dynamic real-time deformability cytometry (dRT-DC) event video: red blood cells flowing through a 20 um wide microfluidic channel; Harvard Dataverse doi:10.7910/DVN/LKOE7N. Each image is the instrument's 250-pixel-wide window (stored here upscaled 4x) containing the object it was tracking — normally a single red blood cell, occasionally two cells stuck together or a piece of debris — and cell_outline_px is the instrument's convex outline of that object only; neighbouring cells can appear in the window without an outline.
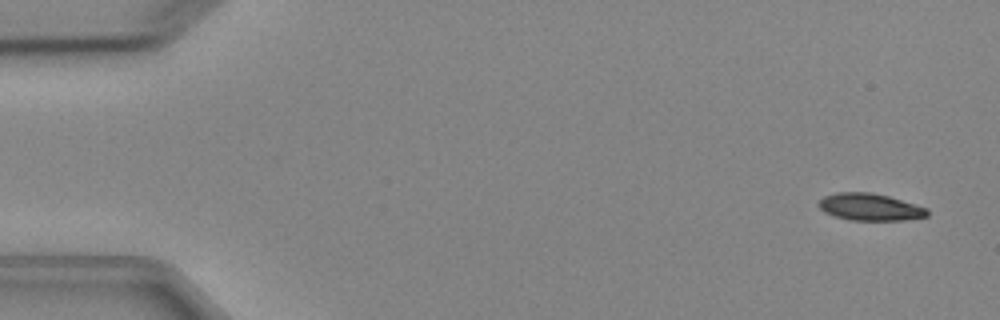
{"species": "Egyptian fruit bat (a non-hibernating species)", "species_latin": "Rousettus aegyptiacus", "temperature_condition": "cold", "stored_images_in_passage": 5, "camera_frame_rate_fps": 3000, "um_per_image_px": 0.085, "animal": {"sex": "female"}, "frame": {"image": 1, "passage_image": 1, "time_ms": 0.0, "image_size_px": [1000, 320], "cell_outline_px": [[928, 216], [904, 220], [852, 220], [836, 216], [824, 212], [816, 204], [824, 196], [836, 192], [872, 192], [888, 196], [928, 208]], "centroid_in_image_um": [73.94, 17.59], "position_along_channel_um": 11.1, "area_um2": 17.11}}
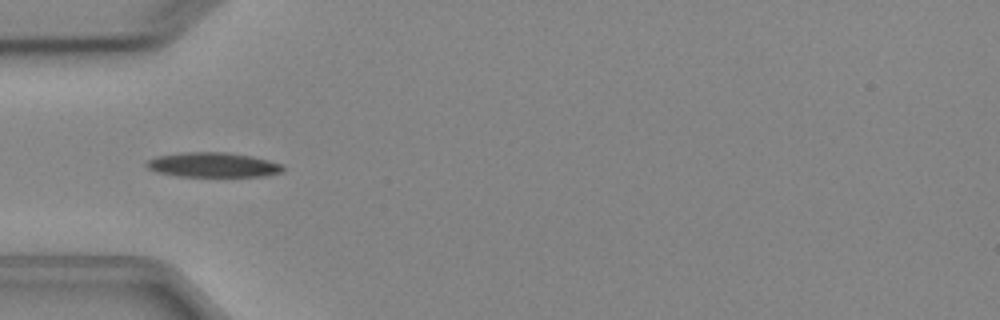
{"frame": {"image": 2, "passage_image": 5, "time_ms": 4.667, "image_size_px": [1000, 320], "cell_outline_px": [[284, 172], [264, 176], [176, 176], [156, 172], [148, 168], [144, 164], [148, 160], [156, 156], [180, 152], [228, 152], [252, 156], [284, 164]], "centroid_in_image_um": [18.11, 14.01], "position_along_channel_um": 66.9, "area_um2": 19.88}}